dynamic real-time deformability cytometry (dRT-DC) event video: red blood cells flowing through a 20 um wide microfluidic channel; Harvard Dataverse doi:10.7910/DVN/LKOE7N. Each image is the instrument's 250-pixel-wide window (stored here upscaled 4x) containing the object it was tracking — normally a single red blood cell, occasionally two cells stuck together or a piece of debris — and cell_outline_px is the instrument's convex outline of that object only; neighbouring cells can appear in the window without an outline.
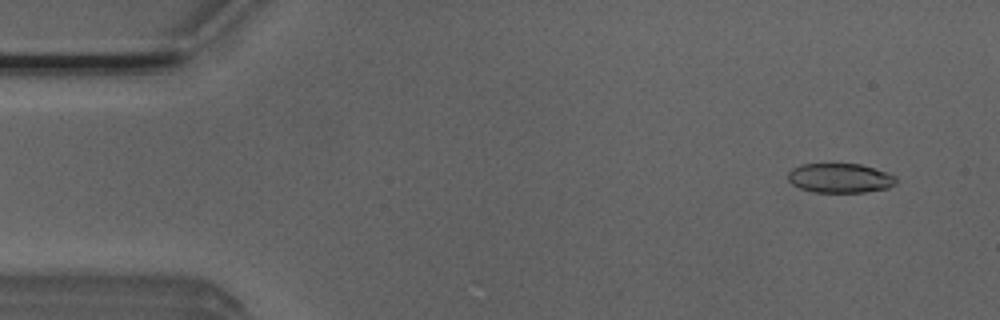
{"species": "Egyptian fruit bat (a non-hibernating species)", "species_latin": "Rousettus aegyptiacus", "temperature_condition": "room temperature", "stored_images_in_passage": 52, "camera_frame_rate_fps": 3000, "um_per_image_px": 0.085, "animal": {"sex": "male"}, "frame": {"image": 1, "passage_image": 4, "time_ms": 1.0, "image_size_px": [1000, 320], "cell_outline_px": [[896, 184], [888, 188], [864, 192], [812, 192], [800, 188], [792, 184], [788, 180], [788, 172], [792, 168], [800, 164], [860, 164], [896, 176]], "centroid_in_image_um": [71.37, 15.14], "position_along_channel_um": 13.6, "area_um2": 18.5}}
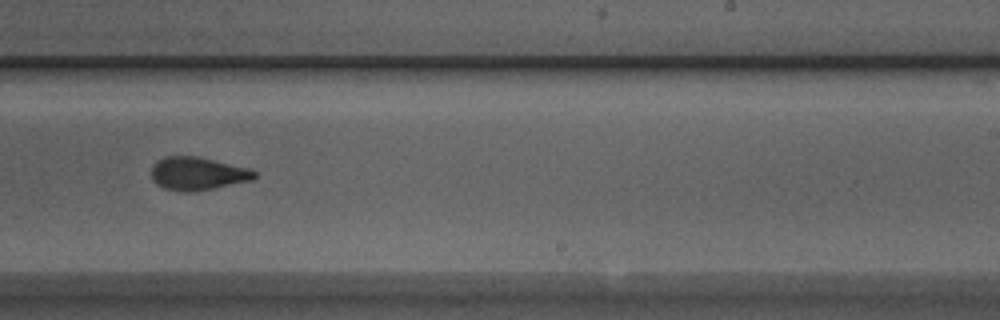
{"frame": {"image": 2, "passage_image": 32, "time_ms": 10.333, "image_size_px": [1000, 320], "cell_outline_px": [[256, 176], [252, 180], [192, 192], [180, 192], [164, 188], [156, 184], [152, 180], [152, 164], [156, 160], [164, 156], [196, 156], [248, 168], [256, 172]], "centroid_in_image_um": [16.74, 14.75], "position_along_channel_um": 272.3, "area_um2": 19.83}}
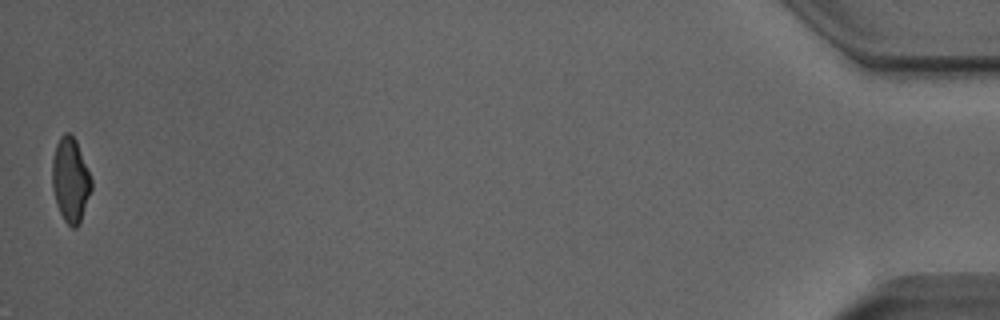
{"frame": {"image": 3, "passage_image": 52, "time_ms": 17.0, "image_size_px": [1000, 320], "cell_outline_px": [[92, 188], [80, 224], [76, 228], [72, 228], [64, 220], [56, 204], [52, 188], [52, 160], [56, 144], [60, 136], [64, 132], [68, 132], [76, 140], [92, 180]], "centroid_in_image_um": [5.98, 15.31], "position_along_channel_um": 429.2, "area_um2": 19.36}, "authors_computed_cell_mechanics": {"area_um2": 19.8254, "velocity_mm_per_s": 3.8977, "shape_relaxation_time_tau1_ms": 5.2344, "shape_relaxation_time_tau2_ms": 1.446, "deformation_change_tau1": 0.172, "deformation_change_tau2": 0.0899}}